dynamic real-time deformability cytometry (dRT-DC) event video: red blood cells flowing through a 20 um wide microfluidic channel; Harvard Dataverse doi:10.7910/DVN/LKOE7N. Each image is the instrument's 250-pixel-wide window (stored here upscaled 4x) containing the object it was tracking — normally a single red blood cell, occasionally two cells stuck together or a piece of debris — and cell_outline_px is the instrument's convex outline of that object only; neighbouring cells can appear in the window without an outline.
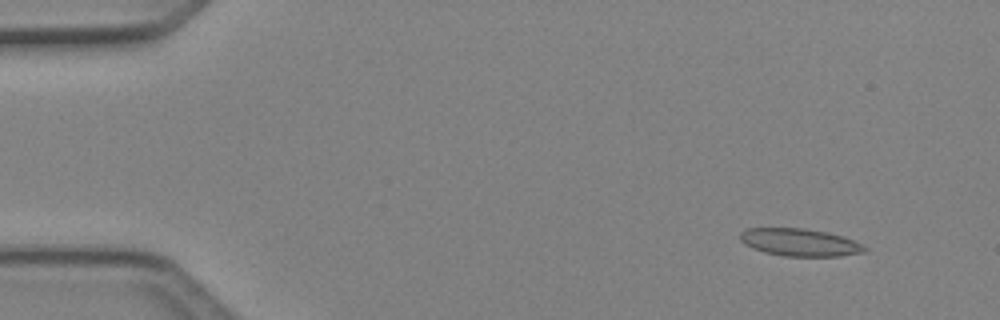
{"species": "Egyptian fruit bat (a non-hibernating species)", "species_latin": "Rousettus aegyptiacus", "temperature_condition": "cold", "stored_images_in_passage": 4, "camera_frame_rate_fps": 3000, "um_per_image_px": 0.085, "animal": {"sex": "female"}, "frame": {"image": 1, "passage_image": 1, "time_ms": 0.0, "image_size_px": [1000, 320], "cell_outline_px": [[868, 252], [840, 256], [784, 256], [764, 252], [752, 248], [744, 244], [740, 240], [740, 232], [744, 228], [804, 228], [844, 236], [868, 248]], "centroid_in_image_um": [67.97, 20.6], "position_along_channel_um": 17.0, "area_um2": 20.06}}
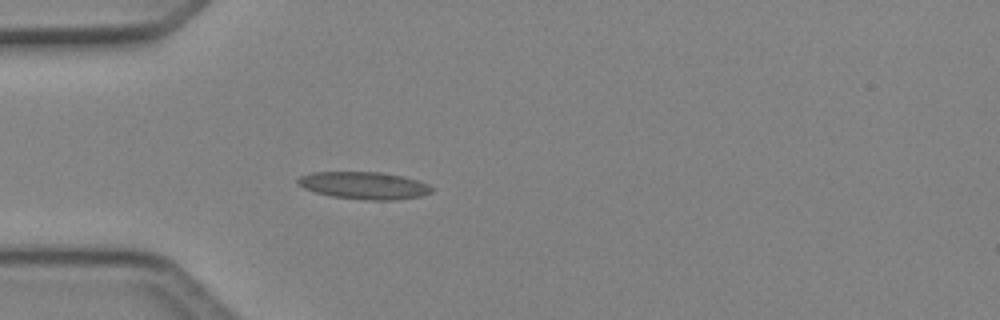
{"frame": {"image": 2, "passage_image": 4, "time_ms": 1.0, "image_size_px": [1000, 320], "cell_outline_px": [[432, 192], [420, 196], [396, 200], [364, 200], [332, 196], [316, 192], [304, 188], [296, 184], [296, 180], [300, 176], [312, 172], [380, 172], [404, 176], [428, 184], [432, 188]], "centroid_in_image_um": [30.93, 15.76], "position_along_channel_um": 54.1, "area_um2": 21.33}}